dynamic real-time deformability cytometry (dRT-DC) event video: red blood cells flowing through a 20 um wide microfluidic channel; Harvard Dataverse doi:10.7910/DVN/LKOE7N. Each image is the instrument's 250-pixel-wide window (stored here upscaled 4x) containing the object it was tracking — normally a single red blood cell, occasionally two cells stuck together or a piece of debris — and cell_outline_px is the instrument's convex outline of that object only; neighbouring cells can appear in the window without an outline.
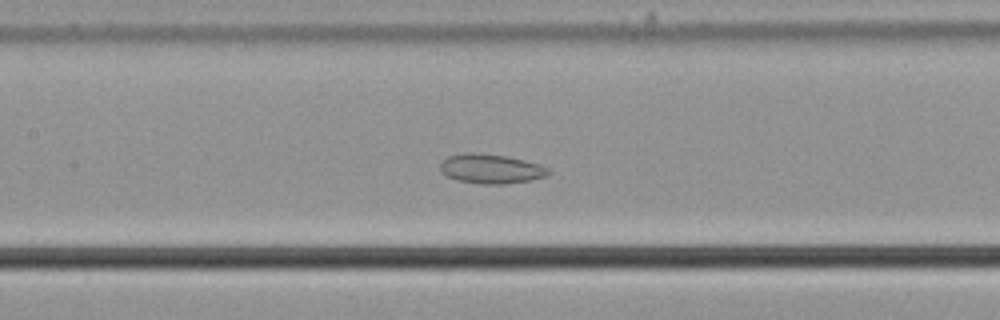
{"species": "common noctule bat (a hibernating species)", "species_latin": "Nyctalus noctula", "temperature_condition": "cold", "stored_images_in_passage": 59, "camera_frame_rate_fps": 3000, "um_per_image_px": 0.085, "animal": {"sex": "male", "body_mass_g": 21.5, "forearm_length_mm": 52.0}, "frame": {"image": 1, "passage_image": 29, "time_ms": 9.333, "image_size_px": [1000, 320], "cell_outline_px": [[552, 172], [548, 176], [528, 180], [504, 184], [480, 184], [460, 180], [448, 176], [440, 172], [440, 164], [448, 156], [468, 152], [472, 152], [508, 156], [540, 164], [548, 168]], "centroid_in_image_um": [41.76, 14.34], "position_along_channel_um": 165.6, "area_um2": 18.55}}
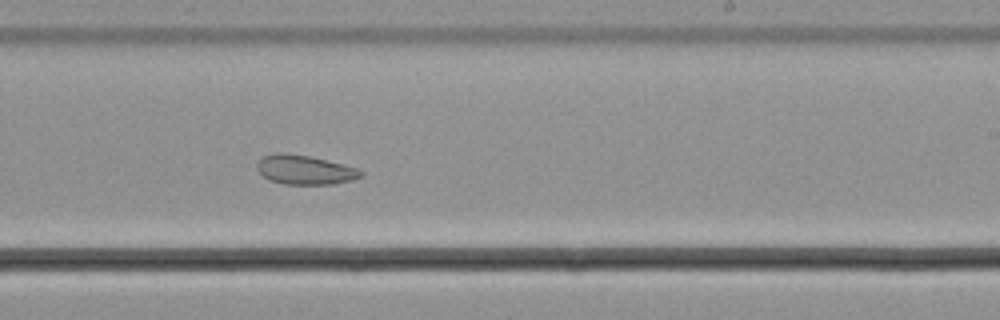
{"frame": {"image": 2, "passage_image": 37, "time_ms": 12.0, "image_size_px": [1000, 320], "cell_outline_px": [[364, 176], [352, 180], [336, 184], [284, 184], [268, 180], [256, 168], [256, 164], [264, 156], [276, 152], [280, 152], [308, 156], [356, 168], [364, 172]], "centroid_in_image_um": [25.9, 14.45], "position_along_channel_um": 263.1, "area_um2": 17.57}}
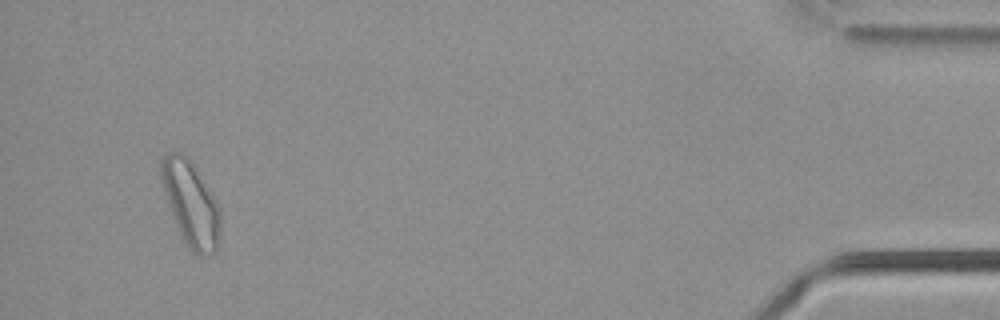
{"frame": {"image": 3, "passage_image": 56, "time_ms": 18.333, "image_size_px": [1000, 320], "cell_outline_px": [[220, 240], [216, 252], [212, 256], [196, 256], [192, 252], [184, 240], [176, 224], [168, 204], [160, 180], [160, 164], [164, 156], [168, 152], [180, 152], [192, 164], [216, 200], [220, 208]], "centroid_in_image_um": [16.24, 17.38], "position_along_channel_um": 419.0, "area_um2": 29.07}}